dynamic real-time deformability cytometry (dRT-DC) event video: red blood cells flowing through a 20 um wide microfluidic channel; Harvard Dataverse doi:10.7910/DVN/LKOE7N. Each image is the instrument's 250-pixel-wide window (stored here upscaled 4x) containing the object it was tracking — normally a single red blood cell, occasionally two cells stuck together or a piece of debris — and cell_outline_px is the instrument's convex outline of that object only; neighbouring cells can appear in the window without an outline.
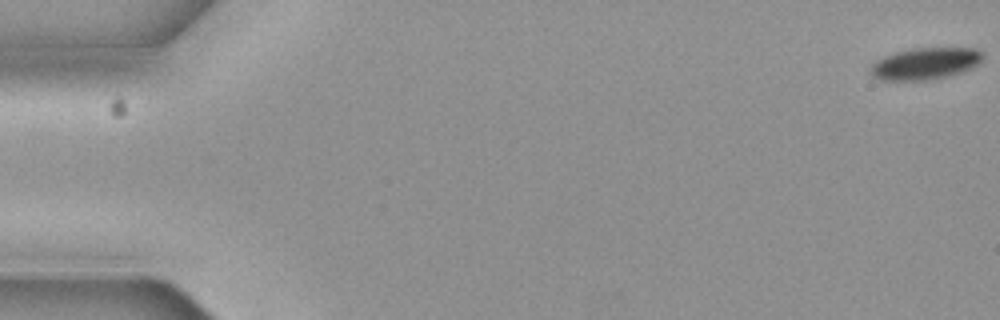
{"species": "common noctule bat (a hibernating species)", "species_latin": "Nyctalus noctula", "temperature_condition": "cold", "stored_images_in_passage": 5, "camera_frame_rate_fps": 3000, "um_per_image_px": 0.085, "animal": {"sex": "female", "body_mass_g": 19.3, "forearm_length_mm": 54.1}, "frame": {"image": 1, "passage_image": 1, "time_ms": 0.0, "image_size_px": [1000, 320], "cell_outline_px": [[984, 56], [972, 68], [960, 72], [944, 76], [924, 80], [880, 80], [872, 76], [868, 72], [872, 64], [876, 60], [884, 56], [896, 52], [912, 48], [976, 48]], "centroid_in_image_um": [78.58, 5.4], "position_along_channel_um": 6.4, "area_um2": 20.58}}
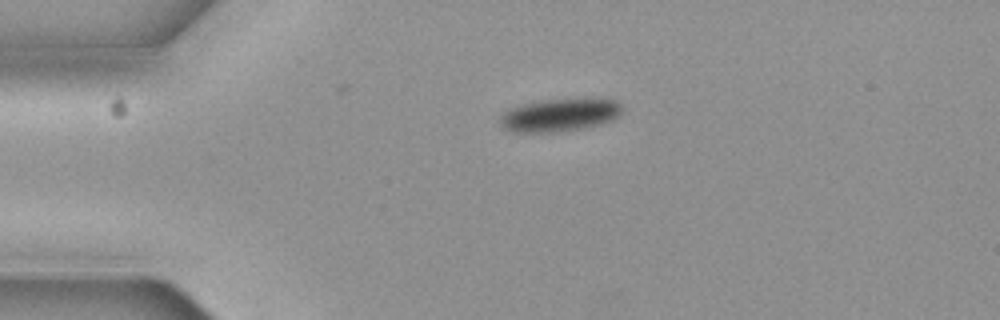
{"frame": {"image": 2, "passage_image": 4, "time_ms": 1.0, "image_size_px": [1000, 320], "cell_outline_px": [[620, 112], [612, 120], [600, 124], [580, 128], [552, 132], [512, 132], [504, 128], [500, 124], [500, 116], [508, 108], [540, 100], [588, 96], [592, 96], [616, 100], [620, 104]], "centroid_in_image_um": [47.57, 9.72], "position_along_channel_um": 37.4, "area_um2": 23.87}}